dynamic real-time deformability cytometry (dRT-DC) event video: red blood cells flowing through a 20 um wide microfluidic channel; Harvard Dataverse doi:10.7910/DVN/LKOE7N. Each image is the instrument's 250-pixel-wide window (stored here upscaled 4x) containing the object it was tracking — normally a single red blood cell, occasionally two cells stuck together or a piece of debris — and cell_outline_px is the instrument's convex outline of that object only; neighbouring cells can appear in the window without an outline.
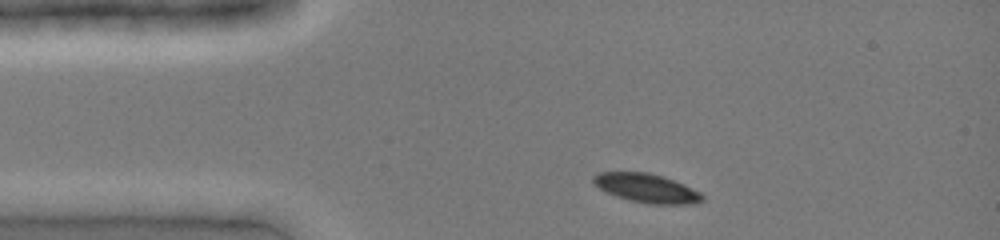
{"species": "common noctule bat (a hibernating species)", "species_latin": "Nyctalus noctula", "temperature_condition": "cold", "stored_images_in_passage": 31, "camera_frame_rate_fps": 3000, "um_per_image_px": 0.085, "animal": {"sex": "female", "body_mass_g": 19.0, "forearm_length_mm": 51.5}, "frame": {"image": 1, "passage_image": 2, "time_ms": 0.333, "image_size_px": [1000, 240], "cell_outline_px": [[704, 200], [696, 204], [648, 204], [628, 200], [616, 196], [592, 184], [592, 176], [596, 172], [648, 172], [684, 184], [700, 192], [704, 196]], "centroid_in_image_um": [54.95, 16.0], "position_along_channel_um": 30.1, "area_um2": 18.44}}
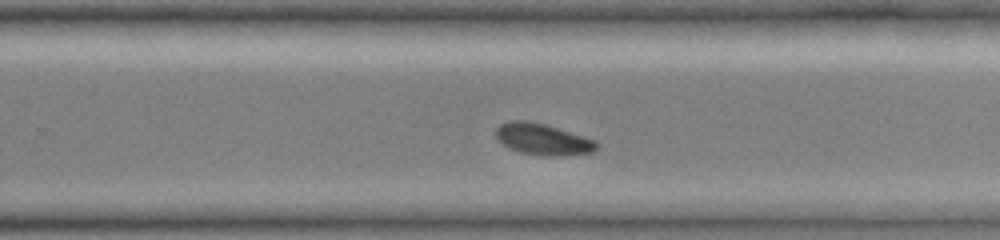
{"frame": {"image": 2, "passage_image": 21, "time_ms": 6.667, "image_size_px": [1000, 240], "cell_outline_px": [[600, 144], [592, 152], [556, 156], [548, 156], [520, 152], [504, 144], [496, 136], [496, 128], [500, 124], [508, 120], [528, 120], [544, 124], [584, 136], [596, 140]], "centroid_in_image_um": [46.15, 11.82], "position_along_channel_um": 283.6, "area_um2": 18.21}}
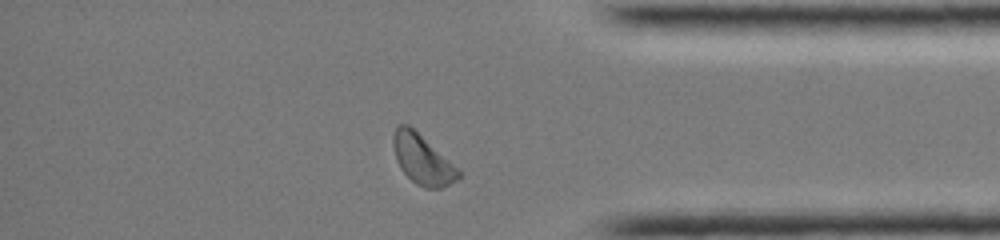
{"frame": {"image": 3, "passage_image": 29, "time_ms": 9.333, "image_size_px": [1000, 240], "cell_outline_px": [[460, 176], [456, 180], [440, 188], [424, 188], [416, 184], [400, 168], [396, 160], [392, 144], [392, 136], [396, 124], [408, 124], [452, 164], [460, 172]], "centroid_in_image_um": [35.83, 13.54], "position_along_channel_um": 399.4, "area_um2": 18.38}}